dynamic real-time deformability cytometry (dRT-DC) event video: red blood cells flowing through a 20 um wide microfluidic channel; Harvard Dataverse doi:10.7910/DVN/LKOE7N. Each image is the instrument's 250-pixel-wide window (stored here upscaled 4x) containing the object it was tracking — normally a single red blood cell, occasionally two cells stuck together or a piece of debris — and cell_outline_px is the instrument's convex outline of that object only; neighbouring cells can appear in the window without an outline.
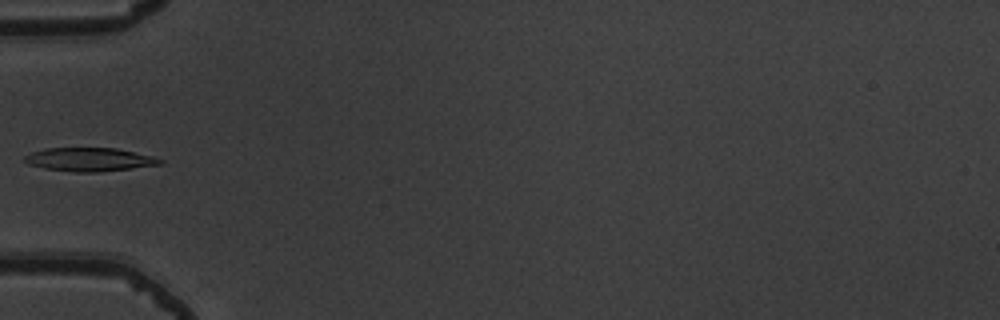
{"species": "common noctule bat (a hibernating species)", "species_latin": "Nyctalus noctula", "temperature_condition": "warm", "stored_images_in_passage": 6, "camera_frame_rate_fps": 3000, "um_per_image_px": 0.085, "animal": {"sex": "male", "body_mass_g": 19.5, "forearm_length_mm": 54.6}, "frame": {"image": 1, "passage_image": 4, "time_ms": 1.0, "image_size_px": [1000, 320], "cell_outline_px": [[164, 160], [160, 164], [100, 172], [72, 172], [44, 168], [28, 164], [24, 160], [24, 156], [32, 152], [44, 148], [116, 148], [152, 156]], "centroid_in_image_um": [7.56, 13.55], "position_along_channel_um": 77.4, "area_um2": 18.44}}
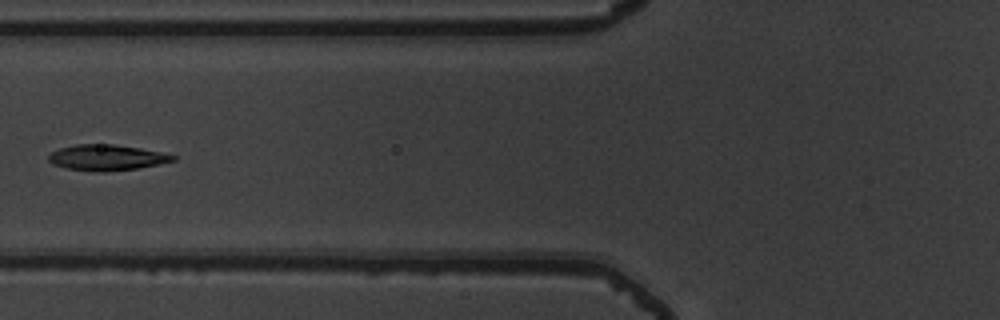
{"frame": {"image": 2, "passage_image": 5, "time_ms": 1.333, "image_size_px": [1000, 320], "cell_outline_px": [[176, 160], [136, 168], [104, 172], [96, 172], [64, 168], [52, 164], [48, 160], [48, 156], [52, 152], [60, 148], [76, 144], [112, 144], [140, 148], [160, 152], [176, 156]], "centroid_in_image_um": [9.01, 13.39], "position_along_channel_um": 116.8, "area_um2": 18.55}}
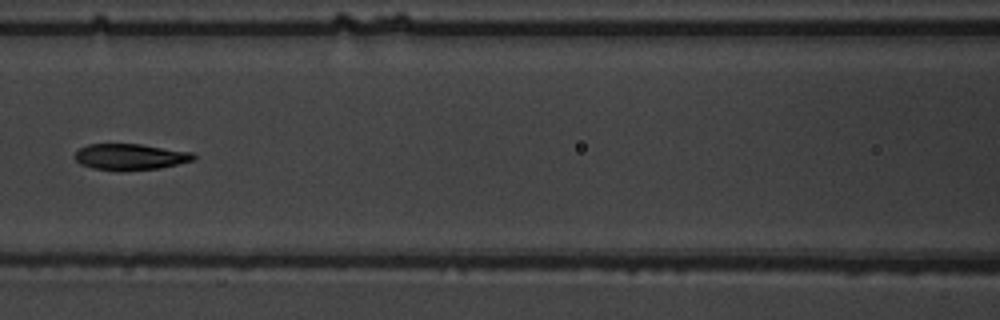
{"frame": {"image": 3, "passage_image": 6, "time_ms": 1.667, "image_size_px": [1000, 320], "cell_outline_px": [[196, 160], [160, 168], [92, 168], [80, 164], [76, 160], [76, 152], [80, 148], [88, 144], [140, 144], [192, 152], [196, 156]], "centroid_in_image_um": [11.12, 13.29], "position_along_channel_um": 155.5, "area_um2": 17.34}}